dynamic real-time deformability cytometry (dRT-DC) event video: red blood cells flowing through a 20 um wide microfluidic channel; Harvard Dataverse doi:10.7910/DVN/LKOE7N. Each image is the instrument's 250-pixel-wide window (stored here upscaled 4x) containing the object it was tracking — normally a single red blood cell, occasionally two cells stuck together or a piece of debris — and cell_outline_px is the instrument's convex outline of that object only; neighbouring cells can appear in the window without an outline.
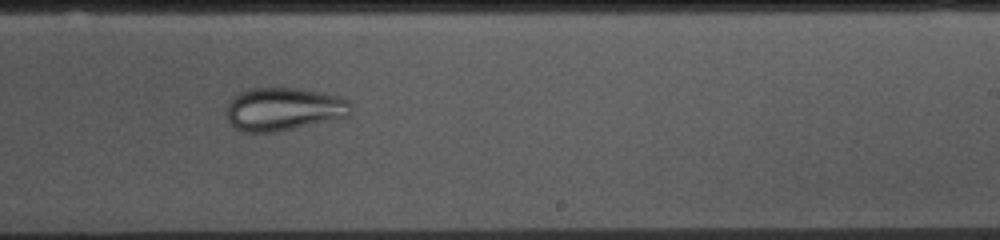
{"species": "common noctule bat (a hibernating species)", "species_latin": "Nyctalus noctula", "temperature_condition": "cold", "stored_images_in_passage": 53, "camera_frame_rate_fps": 3000, "um_per_image_px": 0.085, "animal": {"sex": "female", "body_mass_g": 10.0, "forearm_length_mm": 53.1}, "frame": {"image": 1, "passage_image": 31, "time_ms": 10.0, "image_size_px": [1000, 240], "cell_outline_px": [[352, 108], [348, 116], [332, 120], [276, 132], [240, 132], [228, 120], [228, 104], [240, 92], [248, 88], [296, 88], [320, 92], [340, 96], [348, 100], [352, 104]], "centroid_in_image_um": [24.14, 9.27], "position_along_channel_um": 264.9, "area_um2": 31.1}}
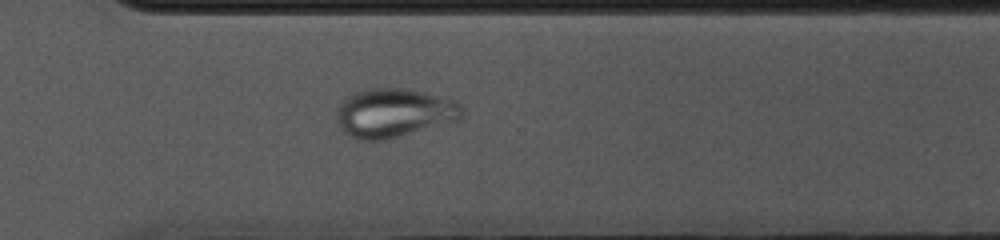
{"frame": {"image": 2, "passage_image": 37, "time_ms": 12.0, "image_size_px": [1000, 240], "cell_outline_px": [[464, 116], [460, 120], [400, 136], [384, 140], [360, 140], [348, 136], [344, 132], [336, 120], [336, 112], [340, 104], [344, 100], [356, 92], [368, 88], [404, 88], [424, 92], [456, 100], [464, 108]], "centroid_in_image_um": [33.53, 9.6], "position_along_channel_um": 337.1, "area_um2": 35.95}}
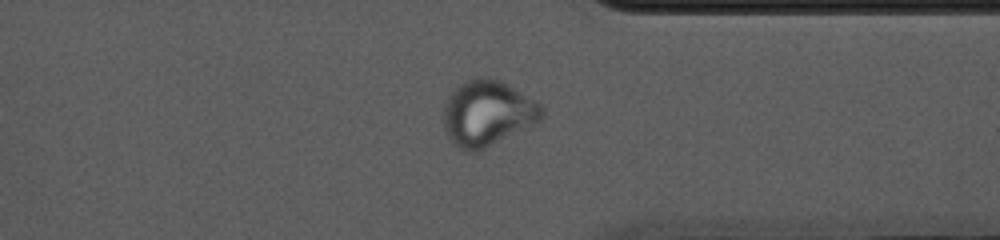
{"frame": {"image": 3, "passage_image": 40, "time_ms": 13.0, "image_size_px": [1000, 240], "cell_outline_px": [[544, 116], [540, 120], [476, 152], [468, 152], [460, 148], [448, 140], [444, 128], [444, 104], [448, 96], [456, 84], [464, 80], [476, 76], [488, 76], [500, 80], [508, 84], [536, 100], [544, 108]], "centroid_in_image_um": [41.39, 9.57], "position_along_channel_um": 370.0, "area_um2": 37.8}}